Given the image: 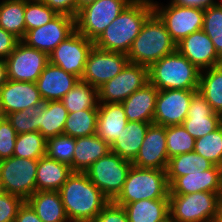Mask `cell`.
<instances>
[{"label": "cell", "mask_w": 222, "mask_h": 222, "mask_svg": "<svg viewBox=\"0 0 222 222\" xmlns=\"http://www.w3.org/2000/svg\"><path fill=\"white\" fill-rule=\"evenodd\" d=\"M58 192L70 222H92L110 202L85 172H73Z\"/></svg>", "instance_id": "cell-1"}, {"label": "cell", "mask_w": 222, "mask_h": 222, "mask_svg": "<svg viewBox=\"0 0 222 222\" xmlns=\"http://www.w3.org/2000/svg\"><path fill=\"white\" fill-rule=\"evenodd\" d=\"M152 13V0H132L96 39L94 45L103 50L127 54Z\"/></svg>", "instance_id": "cell-2"}, {"label": "cell", "mask_w": 222, "mask_h": 222, "mask_svg": "<svg viewBox=\"0 0 222 222\" xmlns=\"http://www.w3.org/2000/svg\"><path fill=\"white\" fill-rule=\"evenodd\" d=\"M175 51L176 43L171 38L165 24L153 12L142 25L127 56L130 63L149 67L152 63Z\"/></svg>", "instance_id": "cell-3"}, {"label": "cell", "mask_w": 222, "mask_h": 222, "mask_svg": "<svg viewBox=\"0 0 222 222\" xmlns=\"http://www.w3.org/2000/svg\"><path fill=\"white\" fill-rule=\"evenodd\" d=\"M200 72L177 50L148 67L149 82L158 90H198Z\"/></svg>", "instance_id": "cell-4"}, {"label": "cell", "mask_w": 222, "mask_h": 222, "mask_svg": "<svg viewBox=\"0 0 222 222\" xmlns=\"http://www.w3.org/2000/svg\"><path fill=\"white\" fill-rule=\"evenodd\" d=\"M142 199H169L166 169L131 166L123 188L113 202L124 206Z\"/></svg>", "instance_id": "cell-5"}, {"label": "cell", "mask_w": 222, "mask_h": 222, "mask_svg": "<svg viewBox=\"0 0 222 222\" xmlns=\"http://www.w3.org/2000/svg\"><path fill=\"white\" fill-rule=\"evenodd\" d=\"M221 193L169 194V215L173 222H216Z\"/></svg>", "instance_id": "cell-6"}, {"label": "cell", "mask_w": 222, "mask_h": 222, "mask_svg": "<svg viewBox=\"0 0 222 222\" xmlns=\"http://www.w3.org/2000/svg\"><path fill=\"white\" fill-rule=\"evenodd\" d=\"M131 166V161L110 151L94 162L85 173L95 186L113 201L122 190Z\"/></svg>", "instance_id": "cell-7"}, {"label": "cell", "mask_w": 222, "mask_h": 222, "mask_svg": "<svg viewBox=\"0 0 222 222\" xmlns=\"http://www.w3.org/2000/svg\"><path fill=\"white\" fill-rule=\"evenodd\" d=\"M131 1L96 0L78 11L75 17L76 31L95 42Z\"/></svg>", "instance_id": "cell-8"}, {"label": "cell", "mask_w": 222, "mask_h": 222, "mask_svg": "<svg viewBox=\"0 0 222 222\" xmlns=\"http://www.w3.org/2000/svg\"><path fill=\"white\" fill-rule=\"evenodd\" d=\"M158 3L152 0L153 12L165 24L176 44L193 32L203 28L204 8L173 3H168L167 6L163 7Z\"/></svg>", "instance_id": "cell-9"}, {"label": "cell", "mask_w": 222, "mask_h": 222, "mask_svg": "<svg viewBox=\"0 0 222 222\" xmlns=\"http://www.w3.org/2000/svg\"><path fill=\"white\" fill-rule=\"evenodd\" d=\"M38 159L12 156L0 161V181L5 193L20 196L25 201L36 189Z\"/></svg>", "instance_id": "cell-10"}, {"label": "cell", "mask_w": 222, "mask_h": 222, "mask_svg": "<svg viewBox=\"0 0 222 222\" xmlns=\"http://www.w3.org/2000/svg\"><path fill=\"white\" fill-rule=\"evenodd\" d=\"M148 82V67L128 62L118 75L98 88V101L122 103Z\"/></svg>", "instance_id": "cell-11"}, {"label": "cell", "mask_w": 222, "mask_h": 222, "mask_svg": "<svg viewBox=\"0 0 222 222\" xmlns=\"http://www.w3.org/2000/svg\"><path fill=\"white\" fill-rule=\"evenodd\" d=\"M128 62V56L125 53L107 51L93 45L81 80L98 89L118 75Z\"/></svg>", "instance_id": "cell-12"}, {"label": "cell", "mask_w": 222, "mask_h": 222, "mask_svg": "<svg viewBox=\"0 0 222 222\" xmlns=\"http://www.w3.org/2000/svg\"><path fill=\"white\" fill-rule=\"evenodd\" d=\"M8 79L22 82H36L49 63V55L43 51L28 47L21 40L14 51L5 59Z\"/></svg>", "instance_id": "cell-13"}, {"label": "cell", "mask_w": 222, "mask_h": 222, "mask_svg": "<svg viewBox=\"0 0 222 222\" xmlns=\"http://www.w3.org/2000/svg\"><path fill=\"white\" fill-rule=\"evenodd\" d=\"M93 45V41L75 31L49 54V62L81 79Z\"/></svg>", "instance_id": "cell-14"}, {"label": "cell", "mask_w": 222, "mask_h": 222, "mask_svg": "<svg viewBox=\"0 0 222 222\" xmlns=\"http://www.w3.org/2000/svg\"><path fill=\"white\" fill-rule=\"evenodd\" d=\"M75 31V18L58 14L47 24L28 30L21 41L28 47L43 51L49 55Z\"/></svg>", "instance_id": "cell-15"}, {"label": "cell", "mask_w": 222, "mask_h": 222, "mask_svg": "<svg viewBox=\"0 0 222 222\" xmlns=\"http://www.w3.org/2000/svg\"><path fill=\"white\" fill-rule=\"evenodd\" d=\"M197 90H158L153 123L157 125H182L187 116L193 94Z\"/></svg>", "instance_id": "cell-16"}, {"label": "cell", "mask_w": 222, "mask_h": 222, "mask_svg": "<svg viewBox=\"0 0 222 222\" xmlns=\"http://www.w3.org/2000/svg\"><path fill=\"white\" fill-rule=\"evenodd\" d=\"M168 161L166 127L151 123L132 165L140 168L166 169Z\"/></svg>", "instance_id": "cell-17"}, {"label": "cell", "mask_w": 222, "mask_h": 222, "mask_svg": "<svg viewBox=\"0 0 222 222\" xmlns=\"http://www.w3.org/2000/svg\"><path fill=\"white\" fill-rule=\"evenodd\" d=\"M44 103L36 83L8 81L0 88V107L3 116L28 107H39Z\"/></svg>", "instance_id": "cell-18"}, {"label": "cell", "mask_w": 222, "mask_h": 222, "mask_svg": "<svg viewBox=\"0 0 222 222\" xmlns=\"http://www.w3.org/2000/svg\"><path fill=\"white\" fill-rule=\"evenodd\" d=\"M176 50L201 71L222 64L213 42L202 29L178 42Z\"/></svg>", "instance_id": "cell-19"}, {"label": "cell", "mask_w": 222, "mask_h": 222, "mask_svg": "<svg viewBox=\"0 0 222 222\" xmlns=\"http://www.w3.org/2000/svg\"><path fill=\"white\" fill-rule=\"evenodd\" d=\"M186 131L195 139L216 130L220 125V114L216 113L205 97L197 90L190 103L187 116L182 123Z\"/></svg>", "instance_id": "cell-20"}, {"label": "cell", "mask_w": 222, "mask_h": 222, "mask_svg": "<svg viewBox=\"0 0 222 222\" xmlns=\"http://www.w3.org/2000/svg\"><path fill=\"white\" fill-rule=\"evenodd\" d=\"M80 79L58 66L46 65L36 86L44 102L62 100Z\"/></svg>", "instance_id": "cell-21"}, {"label": "cell", "mask_w": 222, "mask_h": 222, "mask_svg": "<svg viewBox=\"0 0 222 222\" xmlns=\"http://www.w3.org/2000/svg\"><path fill=\"white\" fill-rule=\"evenodd\" d=\"M194 192L222 193L220 166L209 170L177 177L169 185V194H191Z\"/></svg>", "instance_id": "cell-22"}, {"label": "cell", "mask_w": 222, "mask_h": 222, "mask_svg": "<svg viewBox=\"0 0 222 222\" xmlns=\"http://www.w3.org/2000/svg\"><path fill=\"white\" fill-rule=\"evenodd\" d=\"M158 89L150 82L135 91L121 104L128 121L153 123Z\"/></svg>", "instance_id": "cell-23"}, {"label": "cell", "mask_w": 222, "mask_h": 222, "mask_svg": "<svg viewBox=\"0 0 222 222\" xmlns=\"http://www.w3.org/2000/svg\"><path fill=\"white\" fill-rule=\"evenodd\" d=\"M128 120L121 103H99L96 134L110 145L122 133Z\"/></svg>", "instance_id": "cell-24"}, {"label": "cell", "mask_w": 222, "mask_h": 222, "mask_svg": "<svg viewBox=\"0 0 222 222\" xmlns=\"http://www.w3.org/2000/svg\"><path fill=\"white\" fill-rule=\"evenodd\" d=\"M110 151V144L97 134L75 138L73 172H85L94 162Z\"/></svg>", "instance_id": "cell-25"}, {"label": "cell", "mask_w": 222, "mask_h": 222, "mask_svg": "<svg viewBox=\"0 0 222 222\" xmlns=\"http://www.w3.org/2000/svg\"><path fill=\"white\" fill-rule=\"evenodd\" d=\"M73 173L70 166L43 156L38 159L36 172L37 191H58Z\"/></svg>", "instance_id": "cell-26"}, {"label": "cell", "mask_w": 222, "mask_h": 222, "mask_svg": "<svg viewBox=\"0 0 222 222\" xmlns=\"http://www.w3.org/2000/svg\"><path fill=\"white\" fill-rule=\"evenodd\" d=\"M150 124L151 123L146 122L128 121L122 133L110 145L111 152L132 162L141 148Z\"/></svg>", "instance_id": "cell-27"}, {"label": "cell", "mask_w": 222, "mask_h": 222, "mask_svg": "<svg viewBox=\"0 0 222 222\" xmlns=\"http://www.w3.org/2000/svg\"><path fill=\"white\" fill-rule=\"evenodd\" d=\"M26 202L43 222H70L58 191H36Z\"/></svg>", "instance_id": "cell-28"}, {"label": "cell", "mask_w": 222, "mask_h": 222, "mask_svg": "<svg viewBox=\"0 0 222 222\" xmlns=\"http://www.w3.org/2000/svg\"><path fill=\"white\" fill-rule=\"evenodd\" d=\"M123 207L129 222H159L169 215V199H142Z\"/></svg>", "instance_id": "cell-29"}, {"label": "cell", "mask_w": 222, "mask_h": 222, "mask_svg": "<svg viewBox=\"0 0 222 222\" xmlns=\"http://www.w3.org/2000/svg\"><path fill=\"white\" fill-rule=\"evenodd\" d=\"M214 164L194 151L180 154L169 159L166 176L170 185L177 177L190 173L209 170Z\"/></svg>", "instance_id": "cell-30"}, {"label": "cell", "mask_w": 222, "mask_h": 222, "mask_svg": "<svg viewBox=\"0 0 222 222\" xmlns=\"http://www.w3.org/2000/svg\"><path fill=\"white\" fill-rule=\"evenodd\" d=\"M67 117L68 110L61 100L44 102L39 115V132L46 139L63 134Z\"/></svg>", "instance_id": "cell-31"}, {"label": "cell", "mask_w": 222, "mask_h": 222, "mask_svg": "<svg viewBox=\"0 0 222 222\" xmlns=\"http://www.w3.org/2000/svg\"><path fill=\"white\" fill-rule=\"evenodd\" d=\"M25 0L0 1V27L12 33L19 40L26 34Z\"/></svg>", "instance_id": "cell-32"}, {"label": "cell", "mask_w": 222, "mask_h": 222, "mask_svg": "<svg viewBox=\"0 0 222 222\" xmlns=\"http://www.w3.org/2000/svg\"><path fill=\"white\" fill-rule=\"evenodd\" d=\"M200 93L216 113L222 111V64L200 72Z\"/></svg>", "instance_id": "cell-33"}, {"label": "cell", "mask_w": 222, "mask_h": 222, "mask_svg": "<svg viewBox=\"0 0 222 222\" xmlns=\"http://www.w3.org/2000/svg\"><path fill=\"white\" fill-rule=\"evenodd\" d=\"M61 101L68 113L83 109H98V89L80 79Z\"/></svg>", "instance_id": "cell-34"}, {"label": "cell", "mask_w": 222, "mask_h": 222, "mask_svg": "<svg viewBox=\"0 0 222 222\" xmlns=\"http://www.w3.org/2000/svg\"><path fill=\"white\" fill-rule=\"evenodd\" d=\"M98 109H83L68 113L63 134L73 138L95 135Z\"/></svg>", "instance_id": "cell-35"}, {"label": "cell", "mask_w": 222, "mask_h": 222, "mask_svg": "<svg viewBox=\"0 0 222 222\" xmlns=\"http://www.w3.org/2000/svg\"><path fill=\"white\" fill-rule=\"evenodd\" d=\"M13 156L28 159L46 156V138L39 131L17 134Z\"/></svg>", "instance_id": "cell-36"}, {"label": "cell", "mask_w": 222, "mask_h": 222, "mask_svg": "<svg viewBox=\"0 0 222 222\" xmlns=\"http://www.w3.org/2000/svg\"><path fill=\"white\" fill-rule=\"evenodd\" d=\"M75 148V138L59 134L46 139V156L58 162L67 164L73 171V156Z\"/></svg>", "instance_id": "cell-37"}, {"label": "cell", "mask_w": 222, "mask_h": 222, "mask_svg": "<svg viewBox=\"0 0 222 222\" xmlns=\"http://www.w3.org/2000/svg\"><path fill=\"white\" fill-rule=\"evenodd\" d=\"M196 139L183 125L166 126V147L168 158L194 151Z\"/></svg>", "instance_id": "cell-38"}, {"label": "cell", "mask_w": 222, "mask_h": 222, "mask_svg": "<svg viewBox=\"0 0 222 222\" xmlns=\"http://www.w3.org/2000/svg\"><path fill=\"white\" fill-rule=\"evenodd\" d=\"M194 152L214 165L220 166L222 163V124L213 132L196 139Z\"/></svg>", "instance_id": "cell-39"}, {"label": "cell", "mask_w": 222, "mask_h": 222, "mask_svg": "<svg viewBox=\"0 0 222 222\" xmlns=\"http://www.w3.org/2000/svg\"><path fill=\"white\" fill-rule=\"evenodd\" d=\"M202 30L213 42L218 56L222 59V4H213L204 8Z\"/></svg>", "instance_id": "cell-40"}, {"label": "cell", "mask_w": 222, "mask_h": 222, "mask_svg": "<svg viewBox=\"0 0 222 222\" xmlns=\"http://www.w3.org/2000/svg\"><path fill=\"white\" fill-rule=\"evenodd\" d=\"M57 15L42 0H25L26 32L47 24Z\"/></svg>", "instance_id": "cell-41"}, {"label": "cell", "mask_w": 222, "mask_h": 222, "mask_svg": "<svg viewBox=\"0 0 222 222\" xmlns=\"http://www.w3.org/2000/svg\"><path fill=\"white\" fill-rule=\"evenodd\" d=\"M42 114V105L28 107L22 111L7 114L5 117L16 130L17 134L39 131V115Z\"/></svg>", "instance_id": "cell-42"}, {"label": "cell", "mask_w": 222, "mask_h": 222, "mask_svg": "<svg viewBox=\"0 0 222 222\" xmlns=\"http://www.w3.org/2000/svg\"><path fill=\"white\" fill-rule=\"evenodd\" d=\"M17 133L6 117L0 120V161L13 156Z\"/></svg>", "instance_id": "cell-43"}, {"label": "cell", "mask_w": 222, "mask_h": 222, "mask_svg": "<svg viewBox=\"0 0 222 222\" xmlns=\"http://www.w3.org/2000/svg\"><path fill=\"white\" fill-rule=\"evenodd\" d=\"M25 200L20 196L5 193L0 197V222H15L19 208Z\"/></svg>", "instance_id": "cell-44"}, {"label": "cell", "mask_w": 222, "mask_h": 222, "mask_svg": "<svg viewBox=\"0 0 222 222\" xmlns=\"http://www.w3.org/2000/svg\"><path fill=\"white\" fill-rule=\"evenodd\" d=\"M92 222H129L123 206L110 201Z\"/></svg>", "instance_id": "cell-45"}, {"label": "cell", "mask_w": 222, "mask_h": 222, "mask_svg": "<svg viewBox=\"0 0 222 222\" xmlns=\"http://www.w3.org/2000/svg\"><path fill=\"white\" fill-rule=\"evenodd\" d=\"M49 8L57 14L76 17V0H42Z\"/></svg>", "instance_id": "cell-46"}, {"label": "cell", "mask_w": 222, "mask_h": 222, "mask_svg": "<svg viewBox=\"0 0 222 222\" xmlns=\"http://www.w3.org/2000/svg\"><path fill=\"white\" fill-rule=\"evenodd\" d=\"M19 41L12 33L0 27V58L6 59Z\"/></svg>", "instance_id": "cell-47"}, {"label": "cell", "mask_w": 222, "mask_h": 222, "mask_svg": "<svg viewBox=\"0 0 222 222\" xmlns=\"http://www.w3.org/2000/svg\"><path fill=\"white\" fill-rule=\"evenodd\" d=\"M15 222H43L35 213L33 208L25 201L19 208Z\"/></svg>", "instance_id": "cell-48"}, {"label": "cell", "mask_w": 222, "mask_h": 222, "mask_svg": "<svg viewBox=\"0 0 222 222\" xmlns=\"http://www.w3.org/2000/svg\"><path fill=\"white\" fill-rule=\"evenodd\" d=\"M170 3L182 5V6H195L206 8L213 4H216L217 1L215 0H170Z\"/></svg>", "instance_id": "cell-49"}, {"label": "cell", "mask_w": 222, "mask_h": 222, "mask_svg": "<svg viewBox=\"0 0 222 222\" xmlns=\"http://www.w3.org/2000/svg\"><path fill=\"white\" fill-rule=\"evenodd\" d=\"M8 81L7 63L0 58V88Z\"/></svg>", "instance_id": "cell-50"}, {"label": "cell", "mask_w": 222, "mask_h": 222, "mask_svg": "<svg viewBox=\"0 0 222 222\" xmlns=\"http://www.w3.org/2000/svg\"><path fill=\"white\" fill-rule=\"evenodd\" d=\"M95 1L96 0H76V15L80 9L84 8L89 4H92Z\"/></svg>", "instance_id": "cell-51"}, {"label": "cell", "mask_w": 222, "mask_h": 222, "mask_svg": "<svg viewBox=\"0 0 222 222\" xmlns=\"http://www.w3.org/2000/svg\"><path fill=\"white\" fill-rule=\"evenodd\" d=\"M216 222H222V193L219 197L218 218Z\"/></svg>", "instance_id": "cell-52"}, {"label": "cell", "mask_w": 222, "mask_h": 222, "mask_svg": "<svg viewBox=\"0 0 222 222\" xmlns=\"http://www.w3.org/2000/svg\"><path fill=\"white\" fill-rule=\"evenodd\" d=\"M5 194V190H4V187H3V184L2 182L0 181V197Z\"/></svg>", "instance_id": "cell-53"}, {"label": "cell", "mask_w": 222, "mask_h": 222, "mask_svg": "<svg viewBox=\"0 0 222 222\" xmlns=\"http://www.w3.org/2000/svg\"><path fill=\"white\" fill-rule=\"evenodd\" d=\"M159 222H173V221L171 220L170 215H168L164 220Z\"/></svg>", "instance_id": "cell-54"}, {"label": "cell", "mask_w": 222, "mask_h": 222, "mask_svg": "<svg viewBox=\"0 0 222 222\" xmlns=\"http://www.w3.org/2000/svg\"><path fill=\"white\" fill-rule=\"evenodd\" d=\"M3 114H2V111H1V107H0V120L3 118Z\"/></svg>", "instance_id": "cell-55"}, {"label": "cell", "mask_w": 222, "mask_h": 222, "mask_svg": "<svg viewBox=\"0 0 222 222\" xmlns=\"http://www.w3.org/2000/svg\"><path fill=\"white\" fill-rule=\"evenodd\" d=\"M220 173H221V180H222V163L220 165Z\"/></svg>", "instance_id": "cell-56"}, {"label": "cell", "mask_w": 222, "mask_h": 222, "mask_svg": "<svg viewBox=\"0 0 222 222\" xmlns=\"http://www.w3.org/2000/svg\"><path fill=\"white\" fill-rule=\"evenodd\" d=\"M220 121H221V124H222V111L220 113Z\"/></svg>", "instance_id": "cell-57"}]
</instances>
